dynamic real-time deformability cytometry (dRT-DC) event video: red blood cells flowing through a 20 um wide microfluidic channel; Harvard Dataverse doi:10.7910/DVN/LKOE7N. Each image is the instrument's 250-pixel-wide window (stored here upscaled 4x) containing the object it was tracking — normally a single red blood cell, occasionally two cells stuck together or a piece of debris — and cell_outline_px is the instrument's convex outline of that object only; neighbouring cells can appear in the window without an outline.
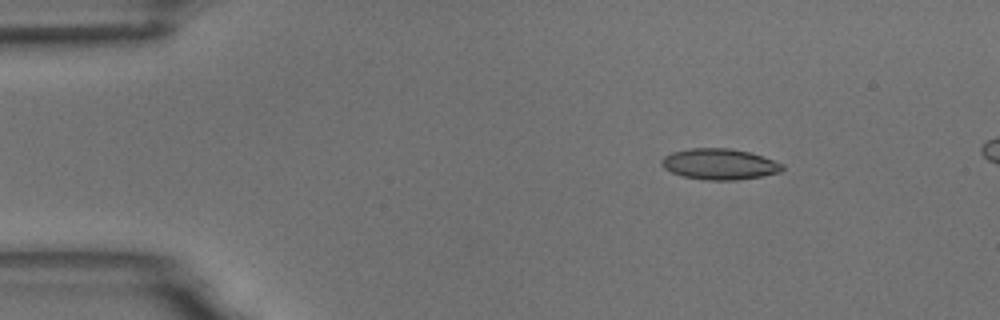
{"species": "common noctule bat (a hibernating species)", "species_latin": "Nyctalus noctula", "temperature_condition": "room temperature", "stored_images_in_passage": 4, "camera_frame_rate_fps": 3000, "um_per_image_px": 0.085, "animal": {"sex": "male", "body_mass_g": 18.8}, "frame": {"image": 1, "passage_image": 2, "time_ms": 1.0, "image_size_px": [1000, 320], "cell_outline_px": [[784, 168], [780, 172], [760, 176], [736, 180], [704, 180], [684, 176], [672, 172], [664, 168], [660, 164], [660, 160], [664, 156], [672, 152], [688, 148], [728, 148], [748, 152], [784, 164]], "centroid_in_image_um": [61.11, 13.95], "position_along_channel_um": 23.9, "area_um2": 21.62}}